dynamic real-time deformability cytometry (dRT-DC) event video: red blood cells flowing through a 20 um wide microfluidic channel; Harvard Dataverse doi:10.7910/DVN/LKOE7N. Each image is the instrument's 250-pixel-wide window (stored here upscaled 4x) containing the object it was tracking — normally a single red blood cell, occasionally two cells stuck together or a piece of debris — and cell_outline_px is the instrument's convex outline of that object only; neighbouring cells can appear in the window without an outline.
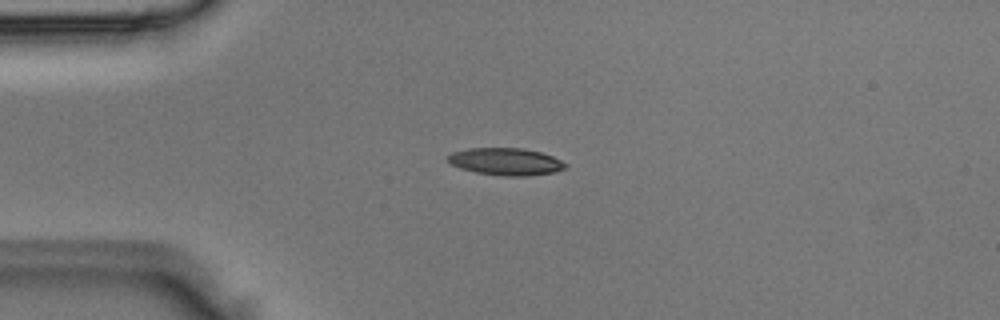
{"species": "Egyptian fruit bat (a non-hibernating species)", "species_latin": "Rousettus aegyptiacus", "temperature_condition": "room temperature", "stored_images_in_passage": 3, "camera_frame_rate_fps": 3000, "um_per_image_px": 0.085, "animal": {"sex": "male"}, "frame": {"image": 1, "passage_image": 3, "time_ms": 0.667, "image_size_px": [1000, 320], "cell_outline_px": [[568, 164], [564, 168], [556, 172], [524, 176], [504, 176], [476, 172], [460, 168], [444, 160], [444, 156], [452, 152], [468, 148], [524, 148], [540, 152], [552, 156]], "centroid_in_image_um": [42.94, 13.73], "position_along_channel_um": 42.1, "area_um2": 18.79}}